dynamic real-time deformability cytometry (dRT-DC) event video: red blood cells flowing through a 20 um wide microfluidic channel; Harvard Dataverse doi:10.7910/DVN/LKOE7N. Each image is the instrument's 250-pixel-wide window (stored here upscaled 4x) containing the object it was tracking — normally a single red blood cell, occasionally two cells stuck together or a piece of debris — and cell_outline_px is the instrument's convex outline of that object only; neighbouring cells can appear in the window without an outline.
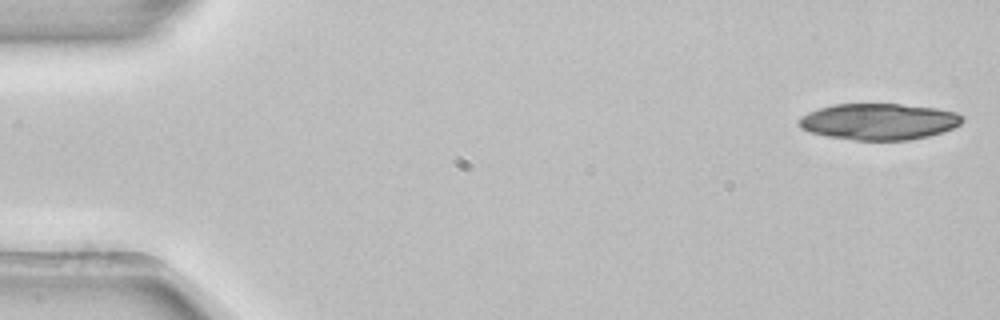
{"species": "common noctule bat (a hibernating species)", "species_latin": "Nyctalus noctula", "temperature_condition": "room temperature", "stored_images_in_passage": 6, "camera_frame_rate_fps": 3000, "um_per_image_px": 0.085, "animal": {"sex": "female", "body_mass_g": 22.7, "forearm_length_mm": 54.2}, "frame": {"image": 1, "passage_image": 1, "time_ms": 0.0, "image_size_px": [1000, 320], "cell_outline_px": [[964, 120], [960, 124], [952, 128], [928, 136], [908, 140], [856, 140], [828, 136], [808, 132], [800, 128], [800, 116], [808, 112], [832, 104], [900, 104], [936, 108], [956, 112], [964, 116]], "centroid_in_image_um": [74.7, 10.33], "position_along_channel_um": 10.3, "area_um2": 34.56}}